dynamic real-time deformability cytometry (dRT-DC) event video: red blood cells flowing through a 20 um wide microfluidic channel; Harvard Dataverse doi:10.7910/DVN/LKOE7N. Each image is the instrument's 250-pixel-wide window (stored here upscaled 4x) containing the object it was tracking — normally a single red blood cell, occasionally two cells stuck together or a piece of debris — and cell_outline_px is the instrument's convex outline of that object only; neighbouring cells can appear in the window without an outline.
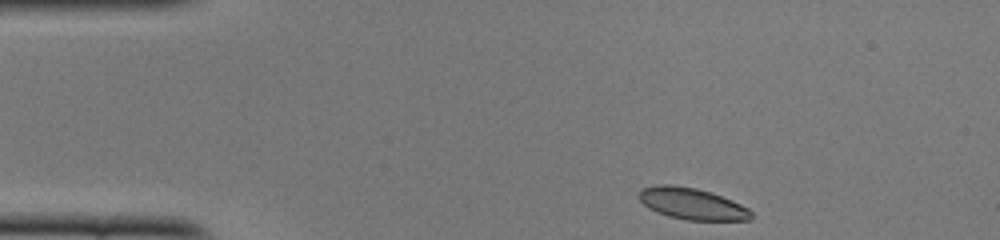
{"species": "common noctule bat (a hibernating species)", "species_latin": "Nyctalus noctula", "temperature_condition": "cold", "stored_images_in_passage": 44, "camera_frame_rate_fps": 3000, "um_per_image_px": 0.085, "animal": {"sex": "female", "body_mass_g": 22.0, "forearm_length_mm": 56.7}, "frame": {"image": 1, "passage_image": 1, "time_ms": 0.0, "image_size_px": [1000, 240], "cell_outline_px": [[752, 220], [684, 220], [668, 216], [656, 212], [648, 208], [636, 196], [640, 188], [656, 184], [672, 184], [696, 188], [712, 192], [732, 200], [748, 208], [752, 212]], "centroid_in_image_um": [58.78, 17.3], "position_along_channel_um": 26.2, "area_um2": 20.98}}
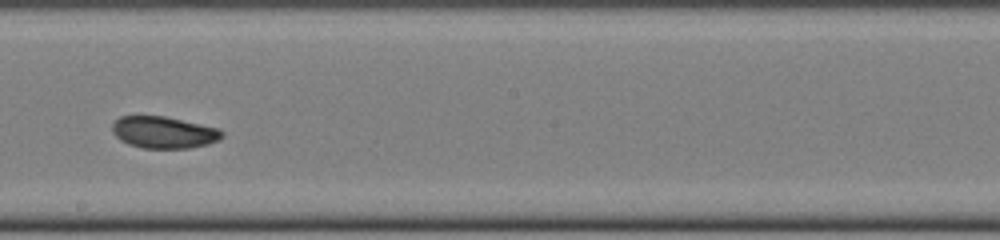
{"frame": {"image": 2, "passage_image": 22, "time_ms": 7.0, "image_size_px": [1000, 240], "cell_outline_px": [[224, 136], [220, 140], [208, 144], [188, 148], [144, 148], [128, 144], [120, 140], [112, 132], [112, 124], [120, 116], [164, 116], [220, 128], [224, 132]], "centroid_in_image_um": [13.95, 11.25], "position_along_channel_um": 234.3, "area_um2": 20.46}}
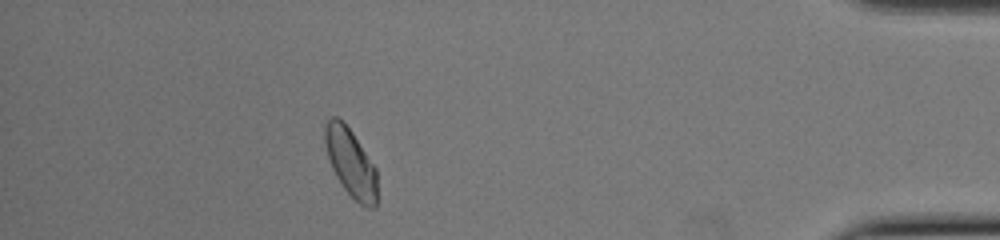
{"frame": {"image": 3, "passage_image": 39, "time_ms": 12.667, "image_size_px": [1000, 240], "cell_outline_px": [[376, 208], [368, 208], [360, 204], [344, 188], [336, 176], [332, 168], [324, 144], [324, 124], [332, 116], [336, 116], [352, 132], [376, 168]], "centroid_in_image_um": [29.8, 13.82], "position_along_channel_um": 405.4, "area_um2": 20.46}, "authors_computed_cell_mechanics": {"area_um2": 20.9236, "velocity_mm_per_s": 3.8722, "shape_relaxation_time_tau1_ms": 3.437, "shape_relaxation_time_tau2_ms": 1.9226, "deformation_change_tau1": 0.0936, "deformation_change_tau2": 0.0439}}